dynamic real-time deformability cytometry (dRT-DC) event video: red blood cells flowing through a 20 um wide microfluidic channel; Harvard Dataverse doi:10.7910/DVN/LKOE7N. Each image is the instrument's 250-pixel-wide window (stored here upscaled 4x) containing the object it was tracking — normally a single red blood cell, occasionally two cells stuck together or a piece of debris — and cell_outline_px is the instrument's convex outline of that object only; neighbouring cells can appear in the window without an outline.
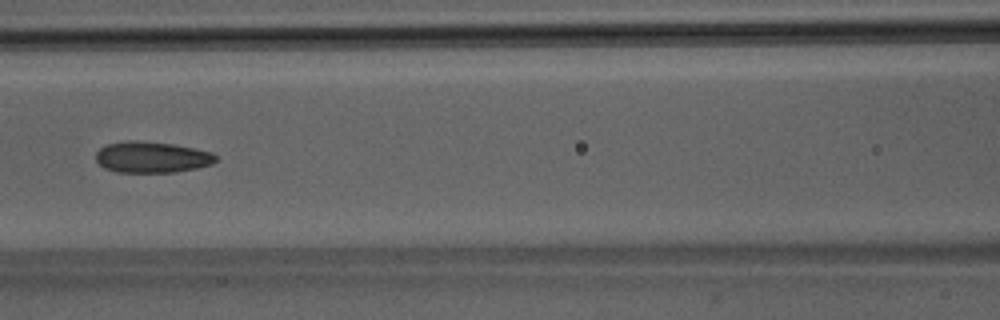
{"species": "Egyptian fruit bat (a non-hibernating species)", "species_latin": "Rousettus aegyptiacus", "temperature_condition": "room temperature", "stored_images_in_passage": 42, "camera_frame_rate_fps": 3000, "um_per_image_px": 0.085, "animal": {"sex": "male"}, "frame": {"image": 1, "passage_image": 14, "time_ms": 4.333, "image_size_px": [1000, 320], "cell_outline_px": [[216, 160], [212, 164], [196, 168], [176, 172], [116, 172], [104, 168], [96, 160], [96, 152], [100, 148], [108, 144], [128, 140], [136, 140], [172, 144], [212, 152], [216, 156]], "centroid_in_image_um": [12.89, 13.36], "position_along_channel_um": 153.7, "area_um2": 21.68}}
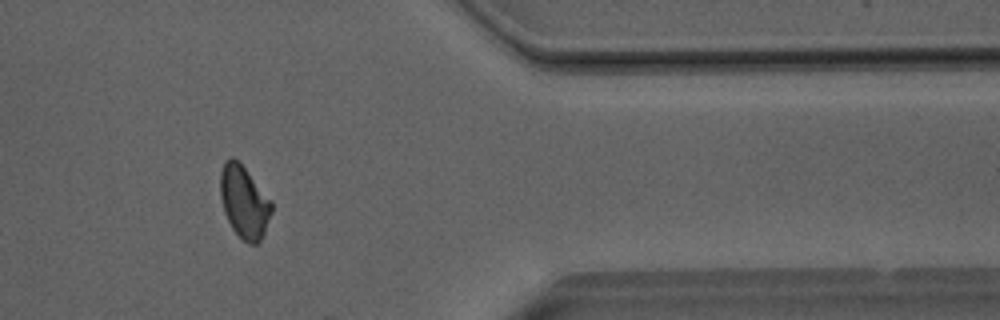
{"frame": {"image": 2, "passage_image": 33, "time_ms": 10.667, "image_size_px": [1000, 320], "cell_outline_px": [[272, 212], [264, 232], [260, 240], [256, 244], [248, 244], [232, 228], [224, 212], [220, 196], [220, 172], [224, 164], [232, 156], [244, 168], [272, 200]], "centroid_in_image_um": [20.75, 17.18], "position_along_channel_um": 390.6, "area_um2": 21.27}}
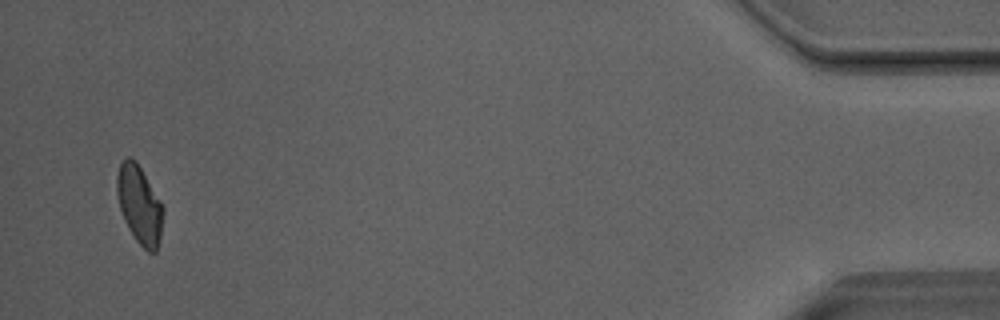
{"frame": {"image": 3, "passage_image": 40, "time_ms": 13.0, "image_size_px": [1000, 320], "cell_outline_px": [[164, 212], [160, 236], [156, 252], [148, 252], [136, 240], [128, 228], [124, 220], [120, 208], [116, 192], [116, 176], [120, 164], [128, 156], [140, 168], [160, 200], [164, 208]], "centroid_in_image_um": [11.85, 17.43], "position_along_channel_um": 423.4, "area_um2": 20.69}, "authors_computed_cell_mechanics": {"area_um2": 21.5594, "velocity_mm_per_s": 4.0653, "shape_relaxation_time_tau1_ms": null, "shape_relaxation_time_tau2_ms": 2.4641, "deformation_change_tau1": null, "deformation_change_tau2": 0.082}}